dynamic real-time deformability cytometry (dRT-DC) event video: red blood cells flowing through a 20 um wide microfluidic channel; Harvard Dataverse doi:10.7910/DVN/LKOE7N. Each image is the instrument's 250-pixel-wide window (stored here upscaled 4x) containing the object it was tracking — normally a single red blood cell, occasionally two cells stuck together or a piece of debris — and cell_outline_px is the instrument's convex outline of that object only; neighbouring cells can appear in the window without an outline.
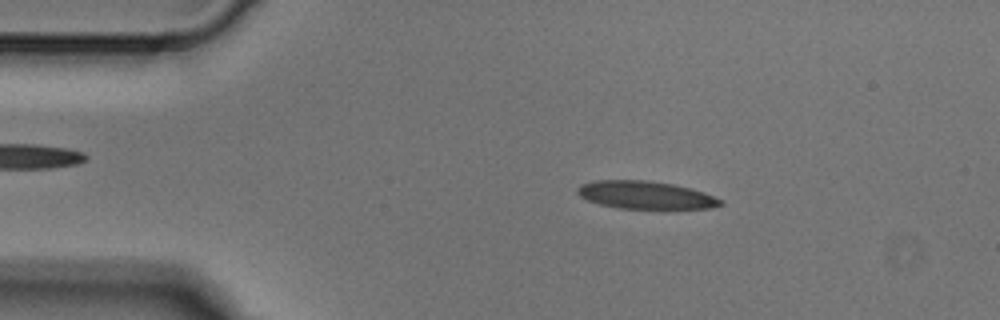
{"species": "Egyptian fruit bat (a non-hibernating species)", "species_latin": "Rousettus aegyptiacus", "temperature_condition": "cold", "stored_images_in_passage": 3, "camera_frame_rate_fps": 3000, "um_per_image_px": 0.085, "animal": {"sex": "male"}, "frame": {"image": 1, "passage_image": 1, "time_ms": 0.0, "image_size_px": [1000, 320], "cell_outline_px": [[724, 204], [712, 208], [620, 208], [600, 204], [588, 200], [580, 196], [576, 192], [576, 188], [580, 184], [592, 180], [648, 180], [672, 184], [704, 192], [724, 200]], "centroid_in_image_um": [54.85, 16.56], "position_along_channel_um": 30.1, "area_um2": 23.12}}
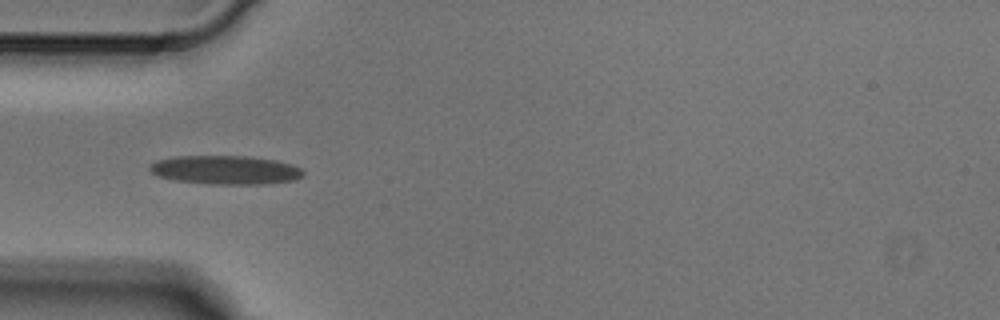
{"frame": {"image": 2, "passage_image": 2, "time_ms": 0.333, "image_size_px": [1000, 320], "cell_outline_px": [[304, 176], [296, 180], [268, 184], [212, 184], [176, 180], [156, 176], [148, 168], [156, 160], [176, 156], [248, 156], [276, 160], [292, 164], [300, 168], [304, 172]], "centroid_in_image_um": [19.2, 14.44], "position_along_channel_um": 65.8, "area_um2": 25.89}}
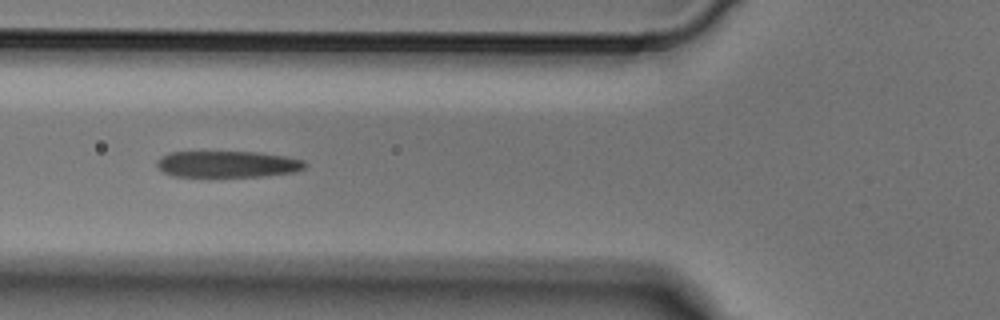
{"frame": {"image": 3, "passage_image": 3, "time_ms": 0.667, "image_size_px": [1000, 320], "cell_outline_px": [[308, 164], [304, 168], [292, 172], [264, 176], [172, 176], [164, 172], [156, 164], [156, 160], [160, 156], [168, 152], [260, 152], [288, 156], [304, 160]], "centroid_in_image_um": [19.35, 13.94], "position_along_channel_um": 106.5, "area_um2": 22.89}}